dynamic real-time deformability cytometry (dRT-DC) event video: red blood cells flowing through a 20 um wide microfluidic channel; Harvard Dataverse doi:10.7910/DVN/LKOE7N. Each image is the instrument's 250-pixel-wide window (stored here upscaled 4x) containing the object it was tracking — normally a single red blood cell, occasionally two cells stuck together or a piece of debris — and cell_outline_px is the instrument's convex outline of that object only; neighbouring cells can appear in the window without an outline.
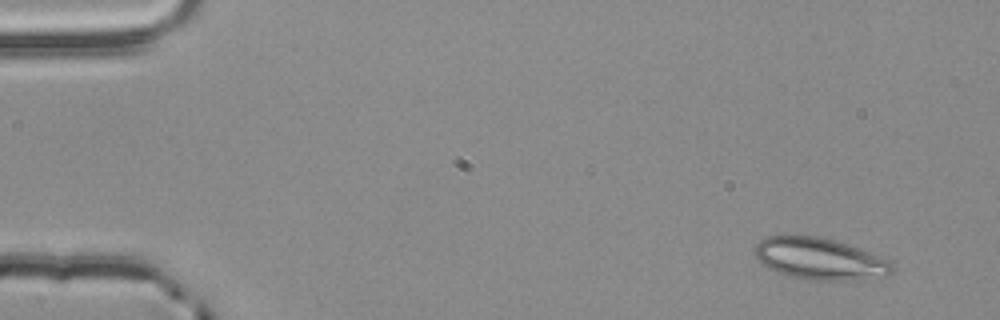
{"species": "common noctule bat (a hibernating species)", "species_latin": "Nyctalus noctula", "temperature_condition": "room temperature", "stored_images_in_passage": 51, "camera_frame_rate_fps": 3000, "um_per_image_px": 0.085, "animal": {"sex": "male", "body_mass_g": 20.4}, "frame": {"image": 1, "passage_image": 1, "time_ms": 0.0, "image_size_px": [1000, 320], "cell_outline_px": [[896, 268], [892, 272], [884, 276], [864, 280], [808, 280], [788, 276], [768, 268], [752, 252], [752, 248], [760, 240], [768, 236], [816, 236], [836, 240], [848, 244], [892, 260]], "centroid_in_image_um": [69.72, 22.01], "position_along_channel_um": 15.3, "area_um2": 33.81}}
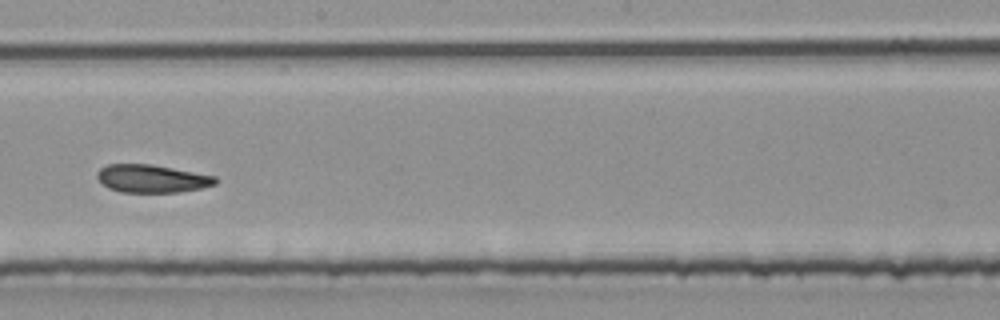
{"frame": {"image": 2, "passage_image": 28, "time_ms": 9.0, "image_size_px": [1000, 320], "cell_outline_px": [[216, 184], [200, 188], [176, 192], [120, 192], [108, 188], [96, 176], [96, 172], [100, 168], [108, 164], [152, 164], [216, 176]], "centroid_in_image_um": [12.88, 15.17], "position_along_channel_um": 235.3, "area_um2": 19.13}}
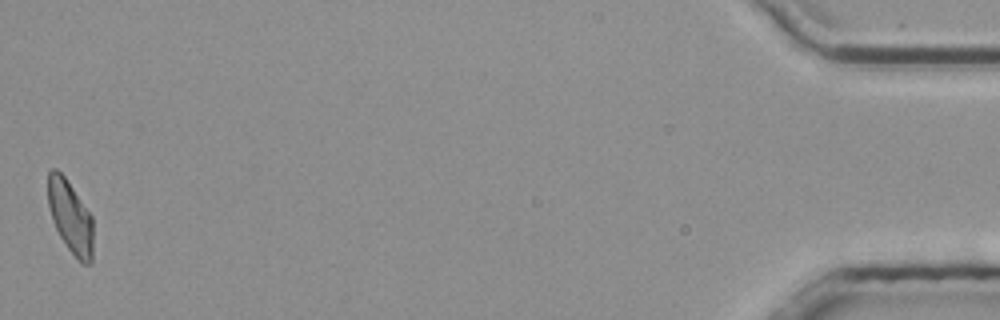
{"frame": {"image": 3, "passage_image": 51, "time_ms": 16.667, "image_size_px": [1000, 320], "cell_outline_px": [[92, 260], [88, 264], [80, 264], [68, 248], [60, 236], [52, 220], [48, 204], [48, 172], [52, 168], [56, 168], [64, 176], [92, 216]], "centroid_in_image_um": [5.97, 18.44], "position_along_channel_um": 429.2, "area_um2": 18.96}, "authors_computed_cell_mechanics": {"area_um2": 20.23, "velocity_mm_per_s": 3.8322, "shape_relaxation_time_tau1_ms": null, "shape_relaxation_time_tau2_ms": 5.6897, "deformation_change_tau1": null, "deformation_change_tau2": 0.1252}}